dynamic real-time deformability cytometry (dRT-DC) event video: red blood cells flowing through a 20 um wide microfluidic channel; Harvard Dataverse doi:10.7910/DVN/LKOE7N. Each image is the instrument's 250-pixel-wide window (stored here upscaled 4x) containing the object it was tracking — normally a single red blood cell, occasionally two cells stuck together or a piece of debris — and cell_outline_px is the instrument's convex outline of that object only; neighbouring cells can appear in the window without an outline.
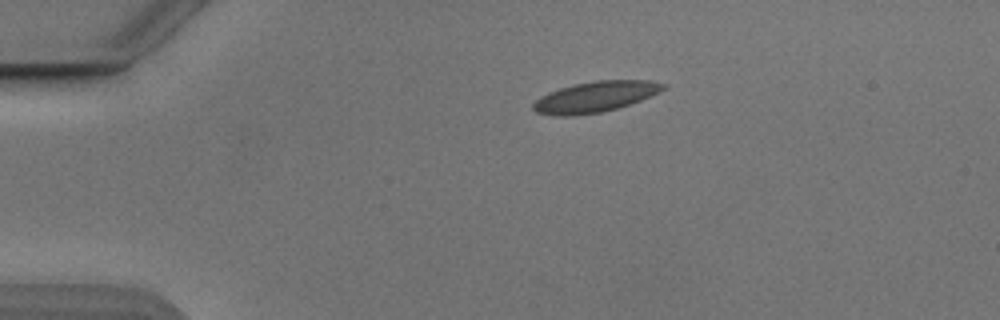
{"species": "Egyptian fruit bat (a non-hibernating species)", "species_latin": "Rousettus aegyptiacus", "temperature_condition": "cold", "stored_images_in_passage": 42, "camera_frame_rate_fps": 3000, "um_per_image_px": 0.085, "animal": {"sex": "male"}, "frame": {"image": 1, "passage_image": 1, "time_ms": 0.0, "image_size_px": [1000, 320], "cell_outline_px": [[668, 84], [660, 92], [640, 100], [616, 108], [600, 112], [576, 116], [556, 116], [536, 112], [532, 108], [532, 104], [540, 96], [548, 92], [572, 84], [592, 80], [648, 80]], "centroid_in_image_um": [50.56, 8.22], "position_along_channel_um": 34.4, "area_um2": 23.35}}
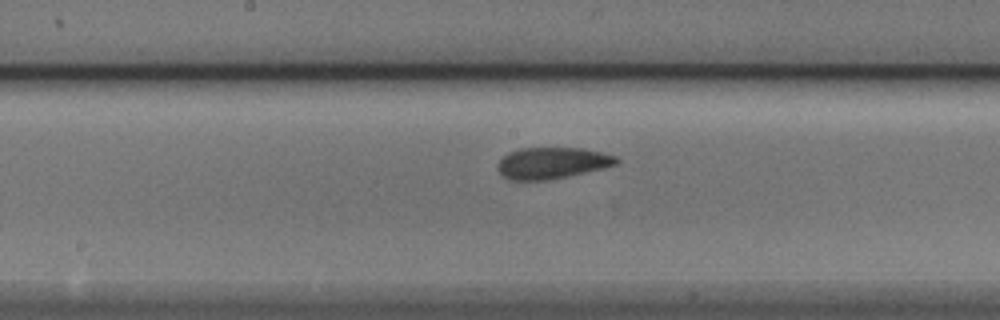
{"frame": {"image": 2, "passage_image": 18, "time_ms": 5.667, "image_size_px": [1000, 320], "cell_outline_px": [[620, 160], [616, 164], [604, 168], [568, 176], [544, 180], [508, 180], [496, 168], [496, 164], [508, 152], [520, 148], [580, 148], [600, 152], [616, 156]], "centroid_in_image_um": [46.9, 13.85], "position_along_channel_um": 201.3, "area_um2": 21.68}}
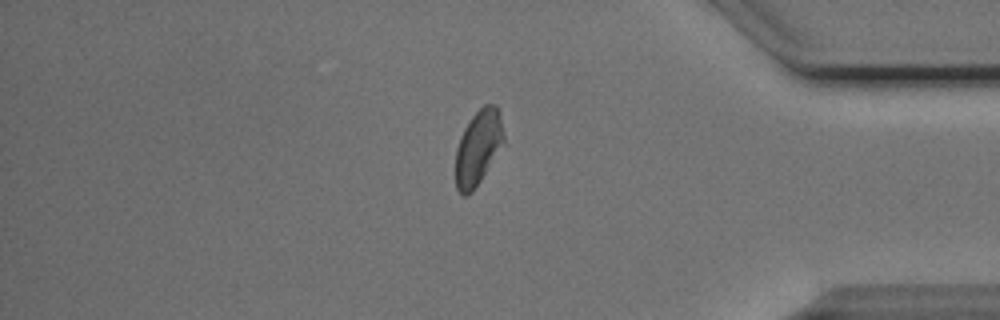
{"frame": {"image": 3, "passage_image": 35, "time_ms": 11.333, "image_size_px": [1000, 320], "cell_outline_px": [[504, 144], [472, 192], [464, 196], [456, 188], [456, 148], [460, 136], [464, 128], [472, 116], [484, 104], [496, 104], [500, 112], [504, 132]], "centroid_in_image_um": [40.66, 12.5], "position_along_channel_um": 394.5, "area_um2": 20.98}, "authors_computed_cell_mechanics": {"area_um2": 21.7906, "velocity_mm_per_s": 3.8407, "shape_relaxation_time_tau1_ms": 5.1584, "shape_relaxation_time_tau2_ms": 1.7954, "deformation_change_tau1": 0.1204, "deformation_change_tau2": 0.0637}}